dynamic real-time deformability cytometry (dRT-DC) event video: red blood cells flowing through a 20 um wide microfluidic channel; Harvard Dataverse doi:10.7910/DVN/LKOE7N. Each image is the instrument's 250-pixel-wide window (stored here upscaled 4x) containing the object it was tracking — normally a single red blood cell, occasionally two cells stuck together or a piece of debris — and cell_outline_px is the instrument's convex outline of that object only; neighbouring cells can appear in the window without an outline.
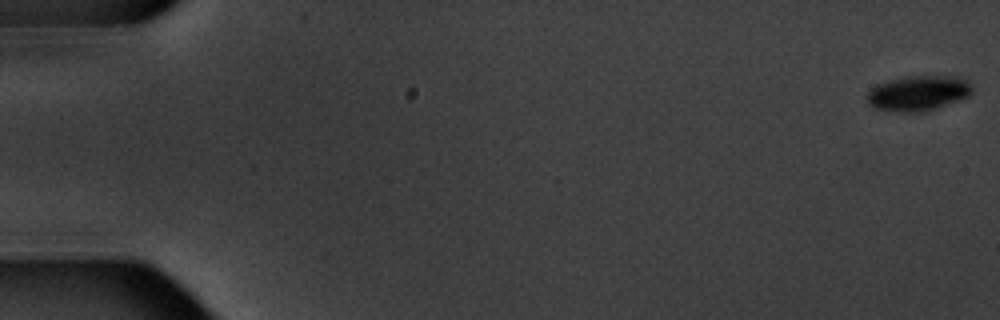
{"species": "common noctule bat (a hibernating species)", "species_latin": "Nyctalus noctula", "temperature_condition": "warm", "stored_images_in_passage": 6, "camera_frame_rate_fps": 3000, "um_per_image_px": 0.085, "animal": {"sex": "male", "body_mass_g": 20.1, "forearm_length_mm": 53.5}, "frame": {"image": 1, "passage_image": 1, "time_ms": 0.0, "image_size_px": [1000, 320], "cell_outline_px": [[972, 92], [968, 96], [936, 108], [920, 112], [904, 112], [876, 108], [868, 100], [868, 92], [876, 84], [888, 80], [904, 76], [956, 76], [964, 80], [972, 88]], "centroid_in_image_um": [78.04, 7.9], "position_along_channel_um": 7.0, "area_um2": 21.1}}
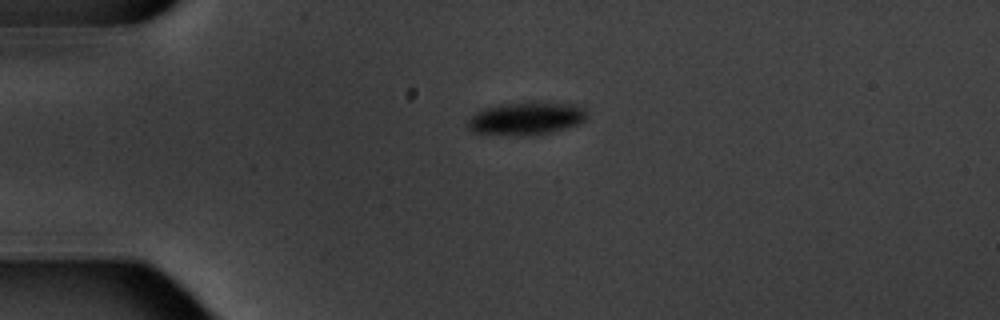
{"frame": {"image": 2, "passage_image": 5, "time_ms": 4.667, "image_size_px": [1000, 320], "cell_outline_px": [[588, 116], [584, 120], [576, 124], [552, 132], [524, 136], [472, 132], [468, 128], [468, 120], [476, 112], [484, 108], [500, 104], [576, 104], [584, 108], [588, 112]], "centroid_in_image_um": [44.71, 10.09], "position_along_channel_um": 40.3, "area_um2": 22.14}}